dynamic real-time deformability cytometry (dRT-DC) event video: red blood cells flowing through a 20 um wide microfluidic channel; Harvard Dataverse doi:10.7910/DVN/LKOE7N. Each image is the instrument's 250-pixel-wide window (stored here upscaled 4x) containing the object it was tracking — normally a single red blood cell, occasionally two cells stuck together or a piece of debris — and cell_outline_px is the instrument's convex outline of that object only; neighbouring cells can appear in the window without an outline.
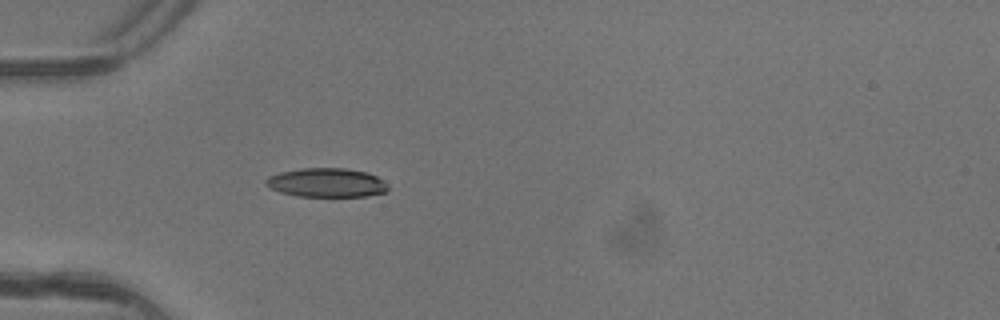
{"species": "common noctule bat (a hibernating species)", "species_latin": "Nyctalus noctula", "temperature_condition": "warm", "stored_images_in_passage": 4, "camera_frame_rate_fps": 3000, "um_per_image_px": 0.085, "animal": {"sex": "female"}, "frame": {"image": 1, "passage_image": 4, "time_ms": 1.0, "image_size_px": [1000, 320], "cell_outline_px": [[388, 192], [368, 196], [300, 196], [280, 192], [264, 184], [264, 180], [268, 176], [280, 172], [300, 168], [344, 168], [368, 172], [376, 176], [388, 184]], "centroid_in_image_um": [27.77, 15.52], "position_along_channel_um": 57.2, "area_um2": 20.75}}